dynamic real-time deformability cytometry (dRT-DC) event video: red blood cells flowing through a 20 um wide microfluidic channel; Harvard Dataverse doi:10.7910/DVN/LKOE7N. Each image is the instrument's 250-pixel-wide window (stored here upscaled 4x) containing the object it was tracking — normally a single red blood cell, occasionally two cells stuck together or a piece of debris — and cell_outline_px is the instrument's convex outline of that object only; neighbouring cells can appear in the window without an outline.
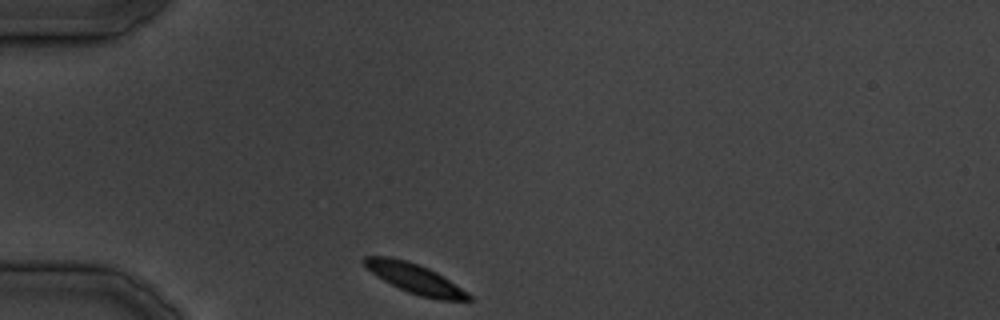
{"species": "common noctule bat (a hibernating species)", "species_latin": "Nyctalus noctula", "temperature_condition": "cold", "stored_images_in_passage": 28, "camera_frame_rate_fps": 3000, "um_per_image_px": 0.085, "animal": {"sex": "male", "body_mass_g": 19.5, "forearm_length_mm": 54.6}, "frame": {"image": 1, "passage_image": 1, "time_ms": 0.0, "image_size_px": [1000, 320], "cell_outline_px": [[472, 300], [440, 300], [420, 296], [408, 292], [384, 280], [372, 272], [360, 260], [364, 256], [392, 256], [408, 260], [428, 268], [436, 272], [468, 292], [472, 296]], "centroid_in_image_um": [35.27, 23.66], "position_along_channel_um": 49.7, "area_um2": 17.98}}
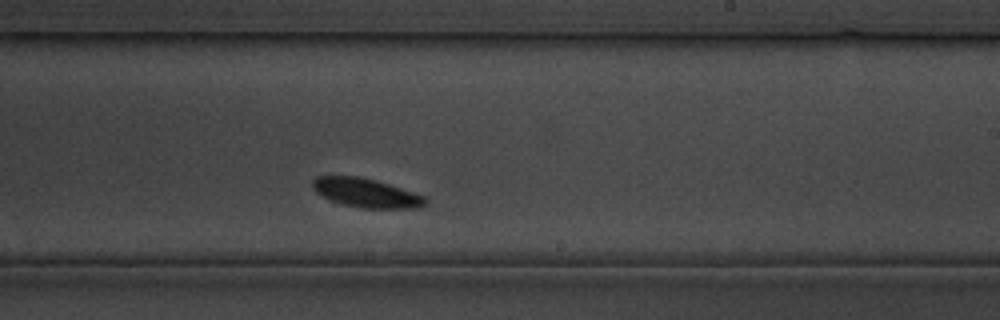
{"frame": {"image": 2, "passage_image": 15, "time_ms": 16.667, "image_size_px": [1000, 320], "cell_outline_px": [[428, 204], [416, 208], [360, 208], [344, 204], [332, 200], [316, 192], [312, 188], [312, 180], [316, 176], [360, 176], [376, 180], [424, 196], [428, 200]], "centroid_in_image_um": [31.12, 16.39], "position_along_channel_um": 257.9, "area_um2": 18.9}}
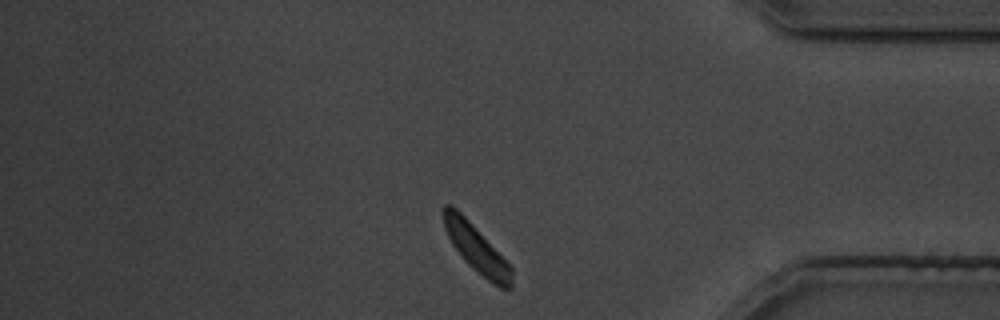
{"frame": {"image": 3, "passage_image": 24, "time_ms": 28.0, "image_size_px": [1000, 320], "cell_outline_px": [[512, 288], [500, 288], [488, 280], [472, 268], [464, 260], [452, 244], [444, 228], [440, 212], [440, 208], [444, 204], [452, 204], [468, 220], [512, 268]], "centroid_in_image_um": [40.42, 21.08], "position_along_channel_um": 394.8, "area_um2": 18.55}}